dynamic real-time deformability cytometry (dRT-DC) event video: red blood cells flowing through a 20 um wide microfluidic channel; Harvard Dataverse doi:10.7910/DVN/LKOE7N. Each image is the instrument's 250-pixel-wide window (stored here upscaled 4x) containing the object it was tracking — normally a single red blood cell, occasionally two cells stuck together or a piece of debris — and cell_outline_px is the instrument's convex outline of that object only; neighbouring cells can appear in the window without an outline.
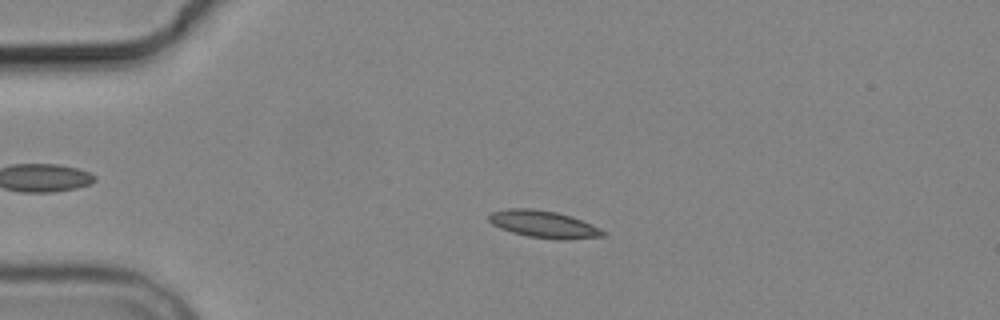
{"species": "common noctule bat (a hibernating species)", "species_latin": "Nyctalus noctula", "temperature_condition": "cold", "stored_images_in_passage": 4, "camera_frame_rate_fps": 3000, "um_per_image_px": 0.085, "animal": {"sex": "male", "body_mass_g": 19.2, "forearm_length_mm": 51.8}, "frame": {"image": 1, "passage_image": 2, "time_ms": 1.333, "image_size_px": [1000, 320], "cell_outline_px": [[608, 232], [604, 236], [568, 240], [560, 240], [528, 236], [512, 232], [500, 228], [492, 224], [488, 220], [488, 216], [492, 212], [508, 208], [532, 208], [556, 212], [572, 216], [592, 224]], "centroid_in_image_um": [46.25, 19.06], "position_along_channel_um": 38.8, "area_um2": 18.21}}
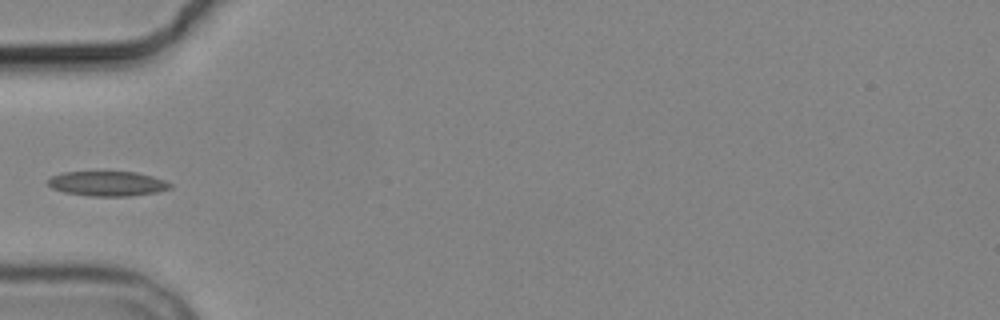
{"frame": {"image": 2, "passage_image": 4, "time_ms": 3.333, "image_size_px": [1000, 320], "cell_outline_px": [[172, 188], [156, 192], [128, 196], [92, 196], [64, 192], [52, 188], [48, 184], [48, 180], [52, 176], [64, 172], [136, 172], [152, 176], [164, 180], [172, 184]], "centroid_in_image_um": [9.15, 15.61], "position_along_channel_um": 75.8, "area_um2": 17.51}}